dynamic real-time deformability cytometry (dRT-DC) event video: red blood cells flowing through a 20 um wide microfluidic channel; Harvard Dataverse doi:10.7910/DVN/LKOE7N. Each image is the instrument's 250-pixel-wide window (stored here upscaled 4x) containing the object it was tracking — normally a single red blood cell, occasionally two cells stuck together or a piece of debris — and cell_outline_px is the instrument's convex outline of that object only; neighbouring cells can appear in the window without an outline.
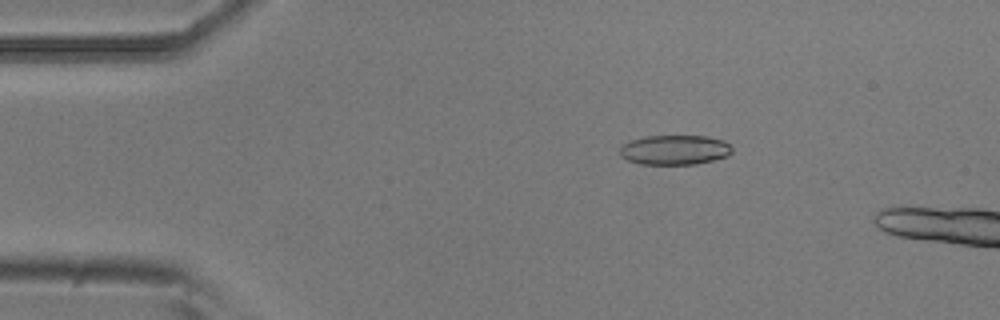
{"species": "common noctule bat (a hibernating species)", "species_latin": "Nyctalus noctula", "temperature_condition": "room temperature", "stored_images_in_passage": 4, "camera_frame_rate_fps": 3000, "um_per_image_px": 0.085, "animal": {"sex": "male", "body_mass_g": 20.5, "forearm_length_mm": 52.5}, "frame": {"image": 1, "passage_image": 3, "time_ms": 0.667, "image_size_px": [1000, 320], "cell_outline_px": [[732, 152], [728, 156], [696, 164], [640, 164], [628, 160], [620, 156], [620, 148], [624, 144], [632, 140], [644, 136], [708, 136], [724, 140], [732, 148]], "centroid_in_image_um": [57.36, 12.74], "position_along_channel_um": 27.6, "area_um2": 19.42}}